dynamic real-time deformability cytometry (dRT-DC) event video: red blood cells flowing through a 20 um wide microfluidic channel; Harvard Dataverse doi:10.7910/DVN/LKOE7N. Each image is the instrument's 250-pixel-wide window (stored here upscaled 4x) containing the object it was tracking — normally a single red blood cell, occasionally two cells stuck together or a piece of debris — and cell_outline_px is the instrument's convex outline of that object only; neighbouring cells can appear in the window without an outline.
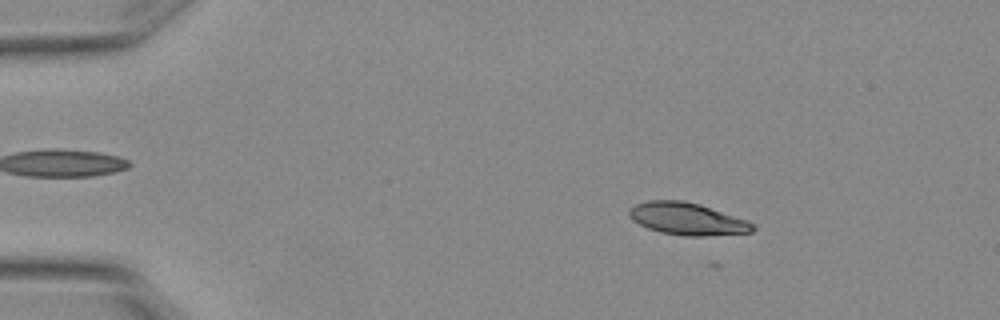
{"species": "Egyptian fruit bat (a non-hibernating species)", "species_latin": "Rousettus aegyptiacus", "temperature_condition": "warm", "stored_images_in_passage": 4, "camera_frame_rate_fps": 3000, "um_per_image_px": 0.085, "animal": {"sex": "female"}, "frame": {"image": 1, "passage_image": 2, "time_ms": 0.333, "image_size_px": [1000, 320], "cell_outline_px": [[756, 228], [752, 232], [704, 236], [684, 236], [660, 232], [648, 228], [632, 220], [628, 216], [628, 212], [636, 204], [648, 200], [684, 200], [700, 204], [756, 224]], "centroid_in_image_um": [58.41, 18.6], "position_along_channel_um": 26.6, "area_um2": 23.12}}